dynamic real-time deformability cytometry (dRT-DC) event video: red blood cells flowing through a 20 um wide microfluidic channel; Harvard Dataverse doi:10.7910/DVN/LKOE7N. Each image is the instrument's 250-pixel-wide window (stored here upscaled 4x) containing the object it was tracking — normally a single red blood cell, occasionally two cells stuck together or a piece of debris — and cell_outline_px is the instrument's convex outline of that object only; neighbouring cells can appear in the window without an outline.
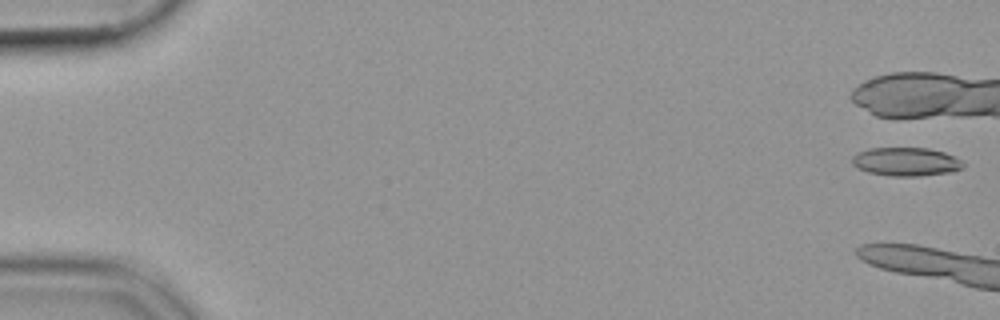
{"species": "common noctule bat (a hibernating species)", "species_latin": "Nyctalus noctula", "temperature_condition": "cold", "stored_images_in_passage": 5, "camera_frame_rate_fps": 3000, "um_per_image_px": 0.085, "animal": {"sex": "female", "body_mass_g": 19.9}, "frame": {"image": 1, "passage_image": 1, "time_ms": 0.0, "image_size_px": [1000, 320], "cell_outline_px": [[964, 164], [960, 168], [952, 172], [920, 176], [888, 176], [868, 172], [856, 168], [852, 164], [852, 156], [856, 152], [868, 148], [928, 148], [944, 152], [960, 160]], "centroid_in_image_um": [76.94, 13.75], "position_along_channel_um": 8.1, "area_um2": 18.55}}